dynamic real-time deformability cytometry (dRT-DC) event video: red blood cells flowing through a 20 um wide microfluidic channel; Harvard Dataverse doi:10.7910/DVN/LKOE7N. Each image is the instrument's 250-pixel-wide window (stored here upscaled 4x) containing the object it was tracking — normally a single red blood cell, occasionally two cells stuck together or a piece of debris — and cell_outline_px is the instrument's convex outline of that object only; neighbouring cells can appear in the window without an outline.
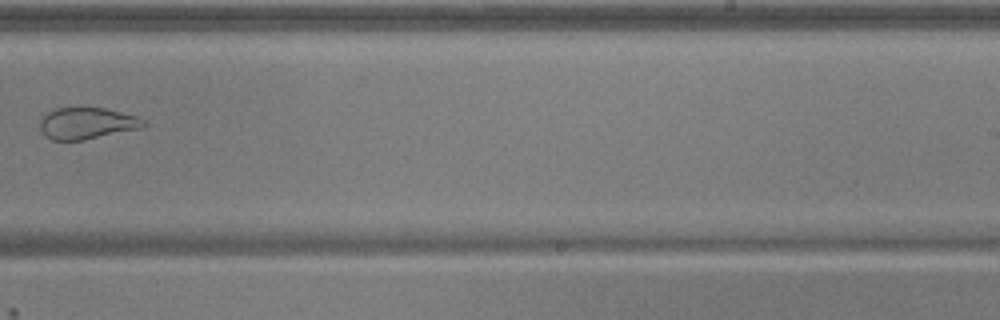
{"species": "common noctule bat (a hibernating species)", "species_latin": "Nyctalus noctula", "temperature_condition": "warm", "stored_images_in_passage": 7, "camera_frame_rate_fps": 3000, "um_per_image_px": 0.085, "animal": {"sex": "male", "body_mass_g": 17.9, "forearm_length_mm": 54.2}, "frame": {"image": 1, "passage_image": 6, "time_ms": 1.667, "image_size_px": [1000, 320], "cell_outline_px": [[148, 124], [144, 128], [84, 140], [52, 140], [44, 136], [40, 128], [40, 120], [44, 112], [52, 108], [80, 104], [104, 108], [136, 116], [144, 120]], "centroid_in_image_um": [7.35, 10.43], "position_along_channel_um": 281.7, "area_um2": 20.11}}